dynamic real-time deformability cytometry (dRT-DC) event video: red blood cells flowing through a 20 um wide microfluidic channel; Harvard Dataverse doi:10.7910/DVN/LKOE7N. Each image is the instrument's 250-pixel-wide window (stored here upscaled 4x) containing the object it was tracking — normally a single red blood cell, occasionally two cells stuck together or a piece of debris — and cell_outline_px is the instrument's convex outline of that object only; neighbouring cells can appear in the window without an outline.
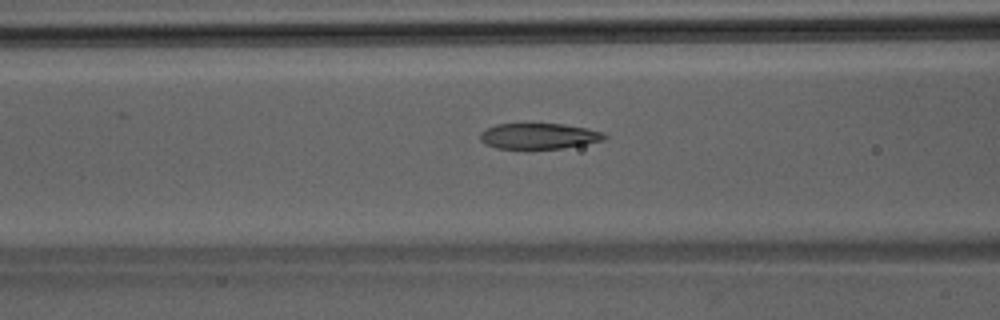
{"species": "Egyptian fruit bat (a non-hibernating species)", "species_latin": "Rousettus aegyptiacus", "temperature_condition": "room temperature", "stored_images_in_passage": 32, "camera_frame_rate_fps": 3000, "um_per_image_px": 0.085, "animal": {"sex": "male"}, "frame": {"image": 1, "passage_image": 8, "time_ms": 2.333, "image_size_px": [1000, 320], "cell_outline_px": [[608, 136], [604, 140], [584, 144], [560, 148], [496, 148], [484, 144], [480, 140], [480, 132], [484, 128], [496, 124], [564, 124], [584, 128], [600, 132]], "centroid_in_image_um": [45.73, 11.56], "position_along_channel_um": 120.9, "area_um2": 18.44}}
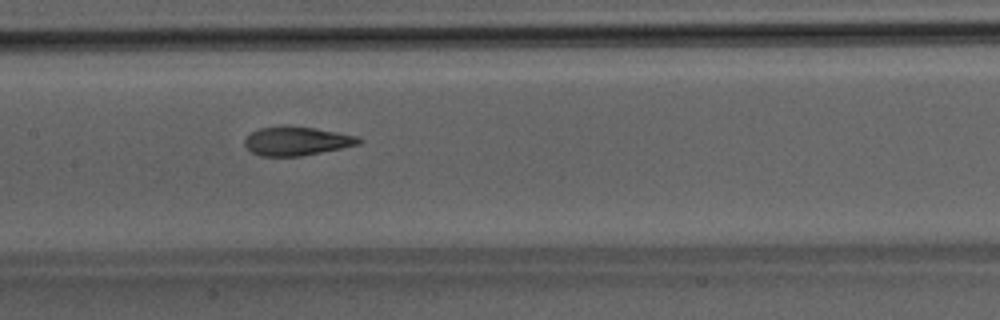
{"frame": {"image": 2, "passage_image": 12, "time_ms": 3.667, "image_size_px": [1000, 320], "cell_outline_px": [[364, 140], [360, 144], [300, 156], [260, 156], [252, 152], [244, 144], [244, 140], [252, 132], [260, 128], [280, 124], [316, 128], [356, 136]], "centroid_in_image_um": [25.19, 11.97], "position_along_channel_um": 182.2, "area_um2": 19.19}}
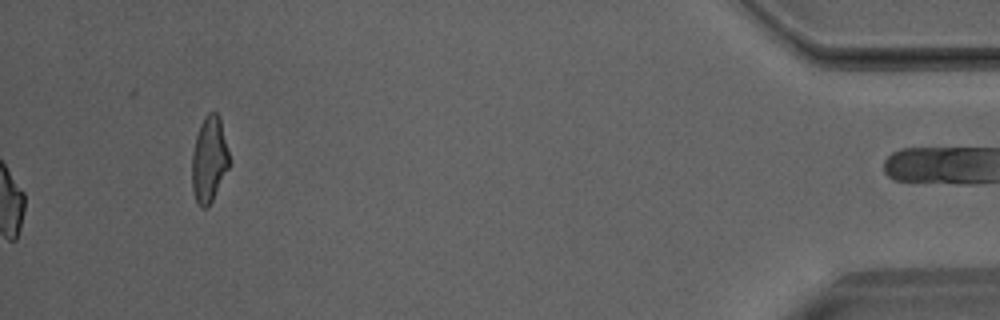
{"frame": {"image": 3, "passage_image": 32, "time_ms": 10.333, "image_size_px": [1000, 320], "cell_outline_px": [[228, 168], [208, 208], [200, 208], [192, 192], [192, 152], [196, 136], [200, 124], [204, 116], [208, 112], [216, 112], [220, 116], [228, 152]], "centroid_in_image_um": [17.75, 13.55], "position_along_channel_um": 417.5, "area_um2": 18.55}}